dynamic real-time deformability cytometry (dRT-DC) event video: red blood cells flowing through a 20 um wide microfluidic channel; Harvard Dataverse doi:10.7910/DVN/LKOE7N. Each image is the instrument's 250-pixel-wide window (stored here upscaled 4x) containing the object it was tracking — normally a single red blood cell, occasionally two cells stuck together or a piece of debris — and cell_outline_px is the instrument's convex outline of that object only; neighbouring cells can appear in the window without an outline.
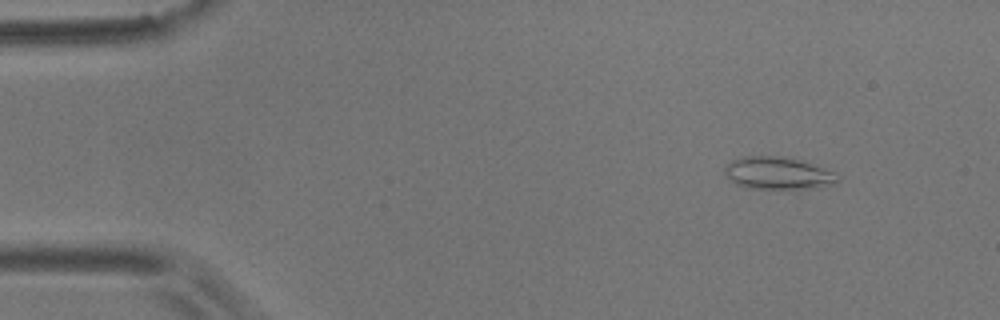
{"species": "common noctule bat (a hibernating species)", "species_latin": "Nyctalus noctula", "temperature_condition": "room temperature", "stored_images_in_passage": 4, "camera_frame_rate_fps": 3000, "um_per_image_px": 0.085, "animal": {"sex": "male", "body_mass_g": 17.9}, "frame": {"image": 1, "passage_image": 1, "time_ms": 0.0, "image_size_px": [1000, 320], "cell_outline_px": [[840, 180], [836, 184], [812, 188], [748, 188], [736, 184], [724, 172], [724, 168], [732, 160], [744, 156], [784, 156], [800, 160], [836, 172]], "centroid_in_image_um": [66.16, 14.71], "position_along_channel_um": 18.8, "area_um2": 21.21}}